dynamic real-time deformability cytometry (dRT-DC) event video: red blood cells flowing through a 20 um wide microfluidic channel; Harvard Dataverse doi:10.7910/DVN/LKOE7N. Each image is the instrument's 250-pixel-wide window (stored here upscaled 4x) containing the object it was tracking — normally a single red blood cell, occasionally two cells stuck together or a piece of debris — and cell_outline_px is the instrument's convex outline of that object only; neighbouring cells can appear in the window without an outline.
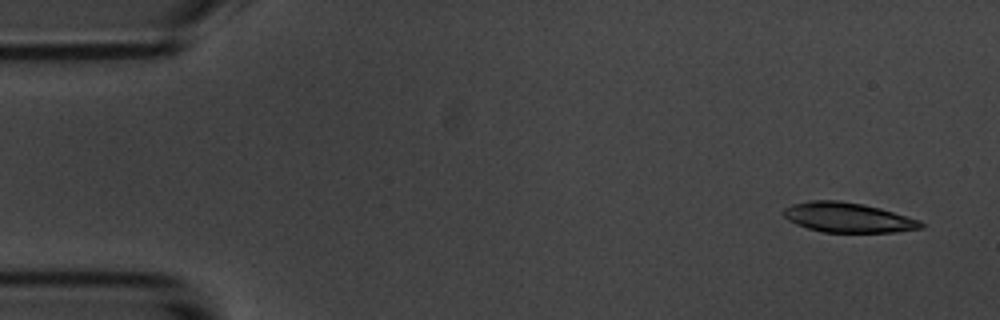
{"species": "common noctule bat (a hibernating species)", "species_latin": "Nyctalus noctula", "temperature_condition": "room temperature", "stored_images_in_passage": 5, "camera_frame_rate_fps": 3000, "um_per_image_px": 0.085, "animal": {"sex": "male", "body_mass_g": 20.1, "forearm_length_mm": 53.5}, "frame": {"image": 1, "passage_image": 1, "time_ms": 0.0, "image_size_px": [1000, 320], "cell_outline_px": [[924, 228], [896, 232], [824, 232], [808, 228], [796, 224], [788, 220], [780, 212], [784, 208], [792, 204], [812, 200], [840, 200], [864, 204], [880, 208], [920, 220], [924, 224]], "centroid_in_image_um": [72.06, 18.48], "position_along_channel_um": 12.9, "area_um2": 23.99}}